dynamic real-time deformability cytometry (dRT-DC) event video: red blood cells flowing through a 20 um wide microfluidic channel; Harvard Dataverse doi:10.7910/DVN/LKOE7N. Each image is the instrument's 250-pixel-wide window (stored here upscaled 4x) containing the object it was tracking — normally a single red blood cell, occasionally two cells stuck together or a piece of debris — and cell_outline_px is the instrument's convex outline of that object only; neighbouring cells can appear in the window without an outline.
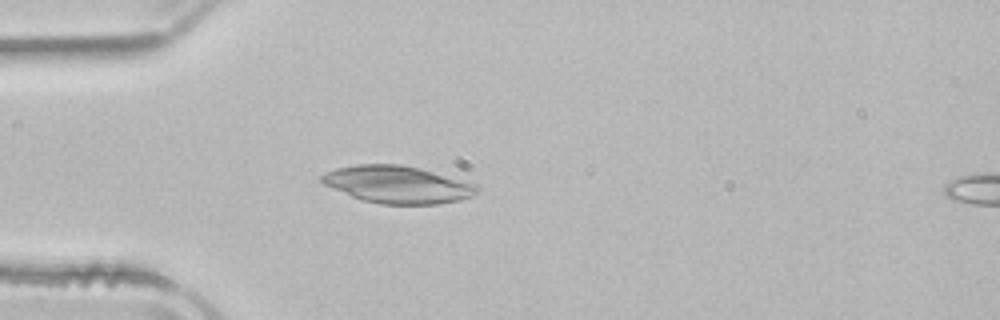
{"species": "common noctule bat (a hibernating species)", "species_latin": "Nyctalus noctula", "temperature_condition": "room temperature", "stored_images_in_passage": 5, "camera_frame_rate_fps": 3000, "um_per_image_px": 0.085, "animal": {"sex": "male", "body_mass_g": 21.5, "forearm_length_mm": 52.0}, "frame": {"image": 1, "passage_image": 4, "time_ms": 1.0, "image_size_px": [1000, 320], "cell_outline_px": [[480, 188], [472, 196], [460, 200], [436, 204], [380, 204], [364, 200], [352, 196], [324, 184], [320, 180], [320, 176], [336, 168], [356, 164], [396, 164], [420, 168], [476, 184]], "centroid_in_image_um": [33.8, 15.68], "position_along_channel_um": 51.2, "area_um2": 33.41}}